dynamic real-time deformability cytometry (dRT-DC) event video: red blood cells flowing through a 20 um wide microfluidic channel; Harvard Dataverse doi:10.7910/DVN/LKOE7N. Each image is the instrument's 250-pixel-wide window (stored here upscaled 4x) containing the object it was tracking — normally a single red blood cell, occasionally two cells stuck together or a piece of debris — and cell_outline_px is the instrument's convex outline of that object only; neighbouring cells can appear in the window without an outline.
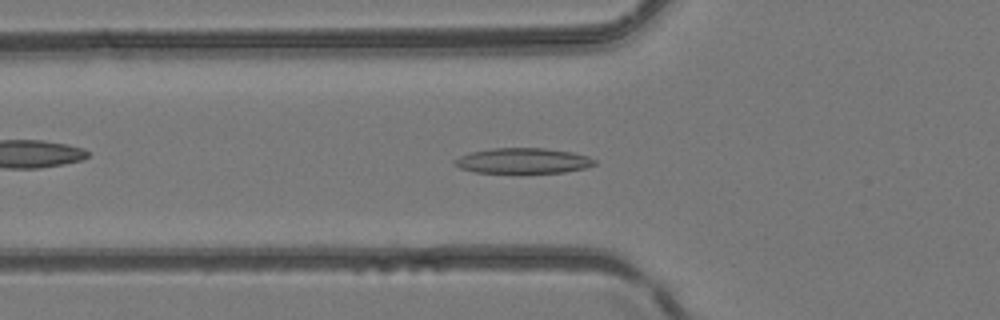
{"species": "common noctule bat (a hibernating species)", "species_latin": "Nyctalus noctula", "temperature_condition": "room temperature", "stored_images_in_passage": 46, "camera_frame_rate_fps": 3000, "um_per_image_px": 0.085, "animal": {"sex": "female", "body_mass_g": 24.6, "forearm_length_mm": 56.2}, "frame": {"image": 1, "passage_image": 16, "time_ms": 5.0, "image_size_px": [1000, 320], "cell_outline_px": [[596, 164], [584, 168], [564, 172], [520, 176], [476, 172], [460, 168], [452, 164], [452, 160], [460, 156], [472, 152], [492, 148], [544, 148], [572, 152], [588, 156], [596, 160]], "centroid_in_image_um": [44.43, 13.72], "position_along_channel_um": 81.4, "area_um2": 21.79}}
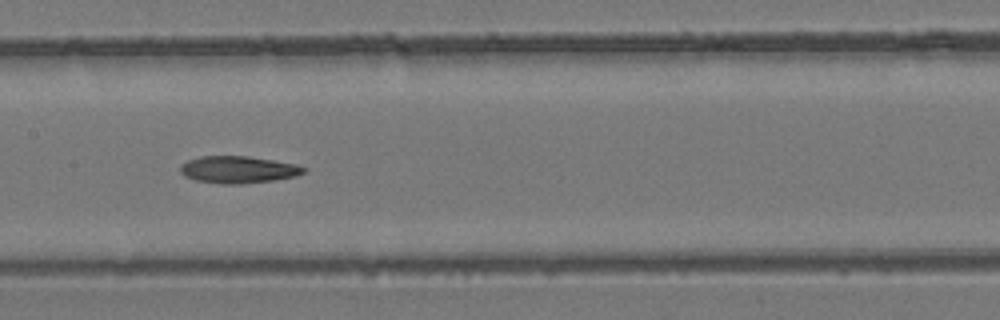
{"frame": {"image": 2, "passage_image": 23, "time_ms": 7.333, "image_size_px": [1000, 320], "cell_outline_px": [[308, 168], [304, 172], [296, 176], [276, 180], [240, 184], [220, 184], [196, 180], [184, 176], [180, 172], [180, 164], [188, 160], [200, 156], [248, 156], [296, 164]], "centroid_in_image_um": [20.24, 14.42], "position_along_channel_um": 187.2, "area_um2": 19.59}}
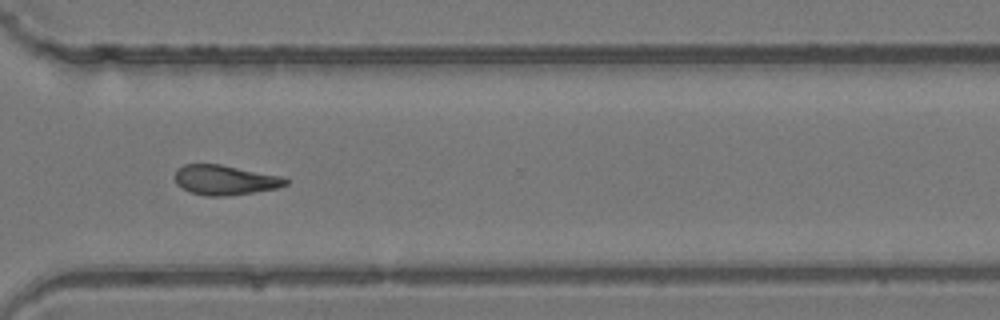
{"frame": {"image": 3, "passage_image": 34, "time_ms": 11.0, "image_size_px": [1000, 320], "cell_outline_px": [[288, 184], [276, 188], [252, 192], [224, 196], [204, 196], [192, 192], [176, 184], [176, 168], [184, 164], [220, 164], [280, 176], [288, 180]], "centroid_in_image_um": [19.09, 15.29], "position_along_channel_um": 351.5, "area_um2": 18.96}}